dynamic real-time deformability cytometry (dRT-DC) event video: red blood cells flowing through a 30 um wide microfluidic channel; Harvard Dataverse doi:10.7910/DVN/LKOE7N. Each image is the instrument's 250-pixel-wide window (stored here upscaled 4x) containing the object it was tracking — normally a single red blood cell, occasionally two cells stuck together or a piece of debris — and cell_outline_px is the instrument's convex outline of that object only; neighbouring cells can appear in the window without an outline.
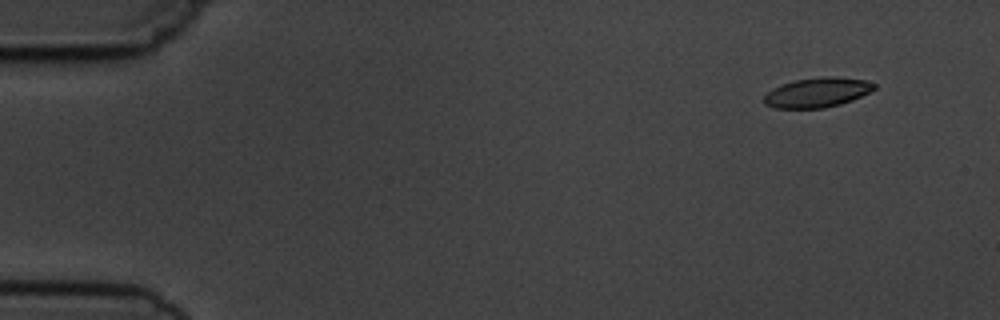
{"species": "common noctule bat (a hibernating species)", "species_latin": "Nyctalus noctula", "temperature_condition": "cold", "stored_images_in_passage": 6, "camera_frame_rate_fps": 3000, "um_per_image_px": 0.085, "animal": {"sex": "male", "body_mass_g": 19.5, "forearm_length_mm": 54.6}, "frame": {"image": 1, "passage_image": 2, "time_ms": 1.0, "image_size_px": [1000, 320], "cell_outline_px": [[876, 88], [852, 100], [840, 104], [824, 108], [776, 108], [764, 104], [764, 96], [772, 88], [796, 80], [824, 76], [836, 76], [864, 80], [876, 84]], "centroid_in_image_um": [69.46, 7.86], "position_along_channel_um": 15.5, "area_um2": 18.9}}
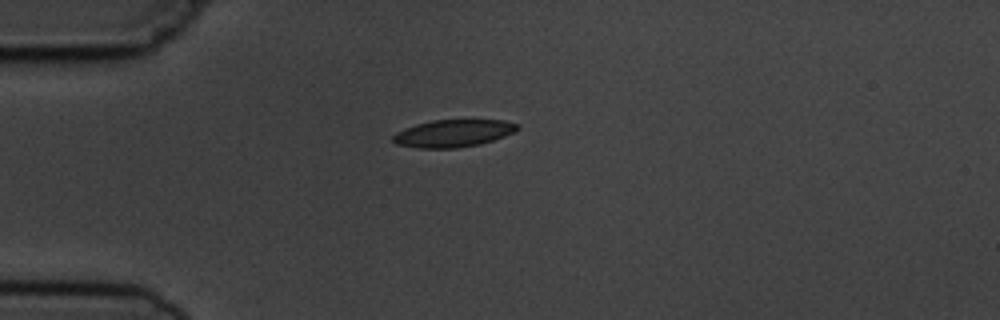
{"frame": {"image": 2, "passage_image": 4, "time_ms": 4.333, "image_size_px": [1000, 320], "cell_outline_px": [[520, 128], [516, 132], [480, 144], [456, 148], [420, 148], [396, 144], [392, 140], [392, 136], [396, 132], [404, 128], [416, 124], [432, 120], [504, 120], [516, 124]], "centroid_in_image_um": [38.51, 11.33], "position_along_channel_um": 46.5, "area_um2": 19.83}}
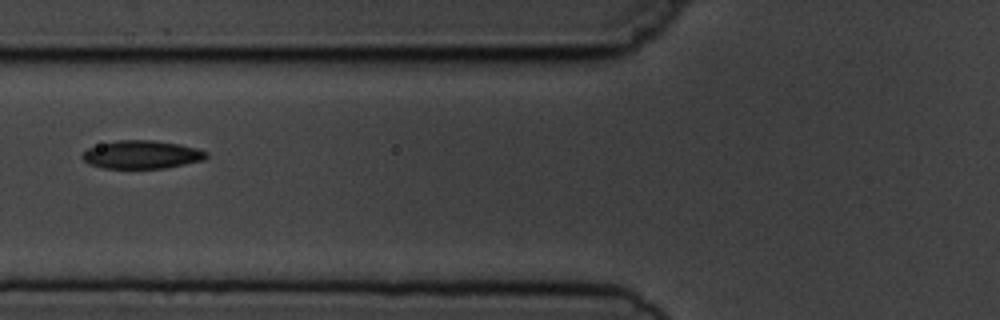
{"frame": {"image": 3, "passage_image": 6, "time_ms": 6.667, "image_size_px": [1000, 320], "cell_outline_px": [[208, 156], [204, 160], [164, 168], [104, 168], [88, 164], [80, 156], [88, 148], [100, 144], [116, 140], [152, 140], [180, 144], [196, 148], [208, 152]], "centroid_in_image_um": [12.04, 13.14], "position_along_channel_um": 113.8, "area_um2": 20.35}}